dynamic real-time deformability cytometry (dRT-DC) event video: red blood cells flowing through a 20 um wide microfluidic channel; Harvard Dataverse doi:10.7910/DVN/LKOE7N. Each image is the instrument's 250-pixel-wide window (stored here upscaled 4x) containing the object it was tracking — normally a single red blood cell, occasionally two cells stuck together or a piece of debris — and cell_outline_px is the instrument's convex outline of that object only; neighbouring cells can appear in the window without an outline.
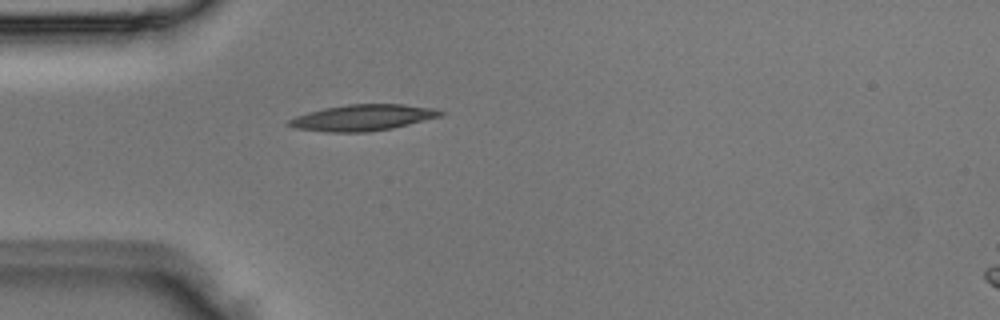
{"species": "Egyptian fruit bat (a non-hibernating species)", "species_latin": "Rousettus aegyptiacus", "temperature_condition": "room temperature", "stored_images_in_passage": 5, "camera_frame_rate_fps": 3000, "um_per_image_px": 0.085, "animal": {"sex": "male"}, "frame": {"image": 1, "passage_image": 5, "time_ms": 1.333, "image_size_px": [1000, 320], "cell_outline_px": [[444, 112], [440, 116], [392, 128], [368, 132], [328, 132], [292, 128], [288, 124], [288, 120], [296, 116], [308, 112], [324, 108], [348, 104], [404, 104], [432, 108]], "centroid_in_image_um": [30.78, 10.0], "position_along_channel_um": 54.2, "area_um2": 22.89}}